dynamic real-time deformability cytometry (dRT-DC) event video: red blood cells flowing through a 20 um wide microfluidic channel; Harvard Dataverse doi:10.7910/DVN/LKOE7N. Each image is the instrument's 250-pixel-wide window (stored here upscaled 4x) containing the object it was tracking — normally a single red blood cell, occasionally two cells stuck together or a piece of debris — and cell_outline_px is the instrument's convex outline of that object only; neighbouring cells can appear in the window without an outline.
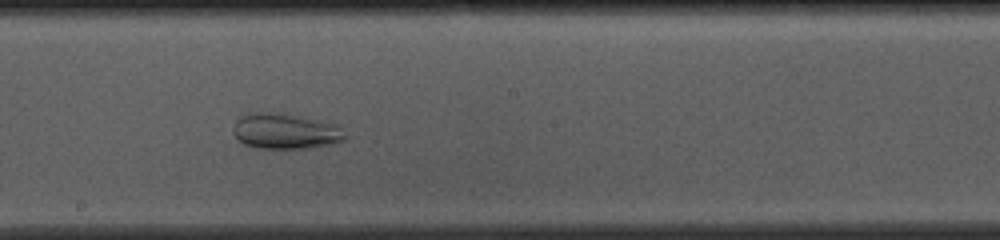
{"species": "common noctule bat (a hibernating species)", "species_latin": "Nyctalus noctula", "temperature_condition": "cold", "stored_images_in_passage": 53, "camera_frame_rate_fps": 3000, "um_per_image_px": 0.085, "animal": {"sex": "female", "body_mass_g": 10.0, "forearm_length_mm": 53.1}, "frame": {"image": 1, "passage_image": 28, "time_ms": 9.0, "image_size_px": [1000, 240], "cell_outline_px": [[348, 136], [344, 140], [332, 144], [308, 148], [256, 148], [244, 144], [232, 132], [232, 128], [236, 120], [240, 116], [252, 112], [276, 112], [300, 116], [340, 124]], "centroid_in_image_um": [24.3, 11.14], "position_along_channel_um": 223.9, "area_um2": 23.58}}
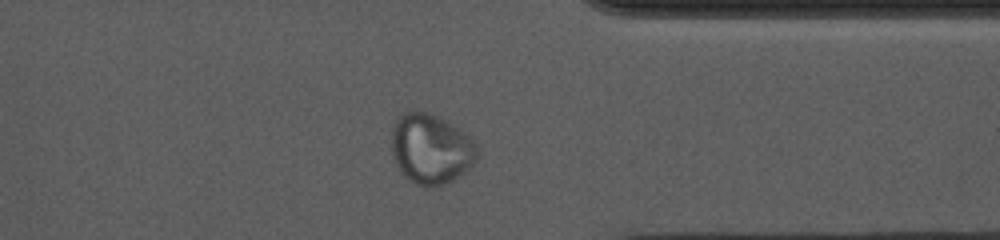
{"frame": {"image": 2, "passage_image": 41, "time_ms": 13.333, "image_size_px": [1000, 240], "cell_outline_px": [[476, 160], [460, 176], [444, 184], [416, 184], [404, 176], [400, 172], [392, 152], [392, 124], [396, 116], [400, 112], [428, 112], [460, 128], [472, 140], [476, 148]], "centroid_in_image_um": [36.59, 12.62], "position_along_channel_um": 374.8, "area_um2": 34.51}}
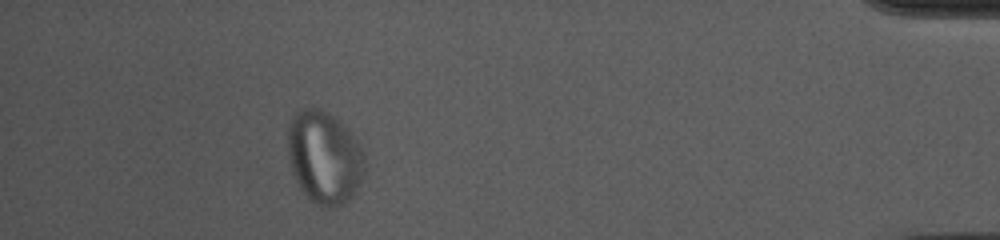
{"frame": {"image": 3, "passage_image": 48, "time_ms": 15.667, "image_size_px": [1000, 240], "cell_outline_px": [[368, 168], [352, 196], [344, 204], [336, 208], [324, 208], [312, 200], [300, 188], [292, 172], [288, 156], [288, 128], [292, 116], [300, 108], [320, 108], [328, 112], [340, 120], [364, 148]], "centroid_in_image_um": [27.61, 13.36], "position_along_channel_um": 407.6, "area_um2": 42.37}}